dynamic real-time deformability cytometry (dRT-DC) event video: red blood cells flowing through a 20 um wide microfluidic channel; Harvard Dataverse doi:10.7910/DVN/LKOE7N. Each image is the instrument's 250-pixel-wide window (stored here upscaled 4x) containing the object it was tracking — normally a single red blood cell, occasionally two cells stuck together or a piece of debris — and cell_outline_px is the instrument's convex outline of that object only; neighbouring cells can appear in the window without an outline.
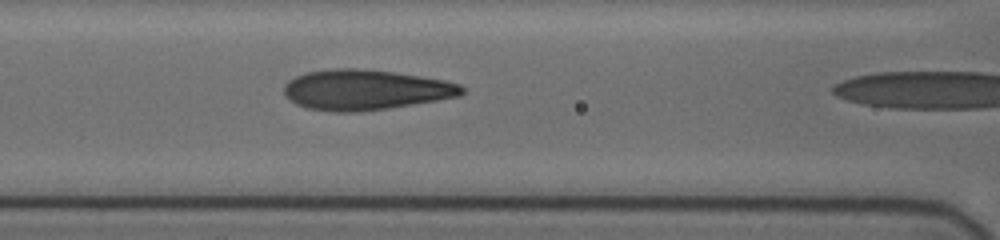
{"species": "human", "species_latin": "Homo sapiens", "temperature_condition": "cold", "stored_images_in_passage": 23, "camera_frame_rate_fps": 3000, "um_per_image_px": 0.085, "donor": {"sex": "female"}, "frame": {"image": 1, "passage_image": 22, "time_ms": 7.667, "image_size_px": [1000, 240], "cell_outline_px": [[464, 92], [460, 96], [388, 108], [360, 112], [336, 112], [308, 108], [296, 104], [284, 96], [284, 84], [288, 80], [296, 76], [308, 72], [332, 68], [356, 68], [392, 72], [420, 76], [444, 80], [460, 84], [464, 88]], "centroid_in_image_um": [31.03, 7.63], "position_along_channel_um": 135.6, "area_um2": 41.67}}